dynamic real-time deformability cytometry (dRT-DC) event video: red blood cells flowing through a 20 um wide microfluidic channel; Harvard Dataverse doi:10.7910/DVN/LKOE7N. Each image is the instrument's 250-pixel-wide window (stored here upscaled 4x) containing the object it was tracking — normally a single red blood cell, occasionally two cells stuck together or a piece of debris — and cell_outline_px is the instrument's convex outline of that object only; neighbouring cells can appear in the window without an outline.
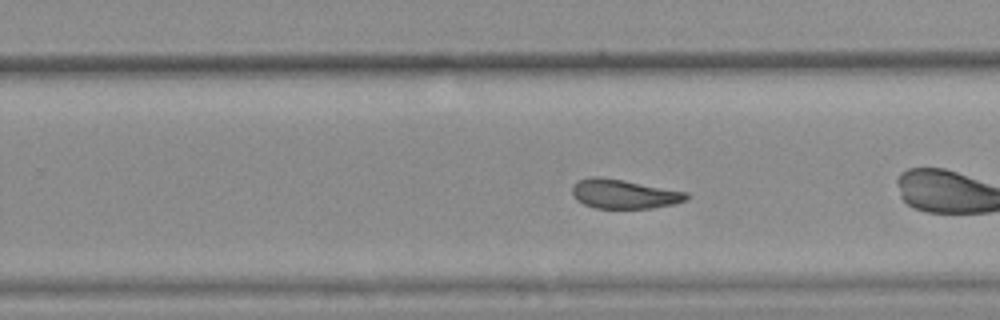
{"species": "common noctule bat (a hibernating species)", "species_latin": "Nyctalus noctula", "temperature_condition": "warm", "stored_images_in_passage": 29, "camera_frame_rate_fps": 3000, "um_per_image_px": 0.085, "animal": {"sex": "female", "body_mass_g": 25.1}, "frame": {"image": 1, "passage_image": 17, "time_ms": 5.333, "image_size_px": [1000, 320], "cell_outline_px": [[688, 200], [672, 204], [652, 208], [596, 208], [584, 204], [576, 200], [572, 192], [572, 184], [576, 180], [588, 176], [600, 176], [624, 180], [688, 192]], "centroid_in_image_um": [53.0, 16.47], "position_along_channel_um": 276.8, "area_um2": 19.65}}
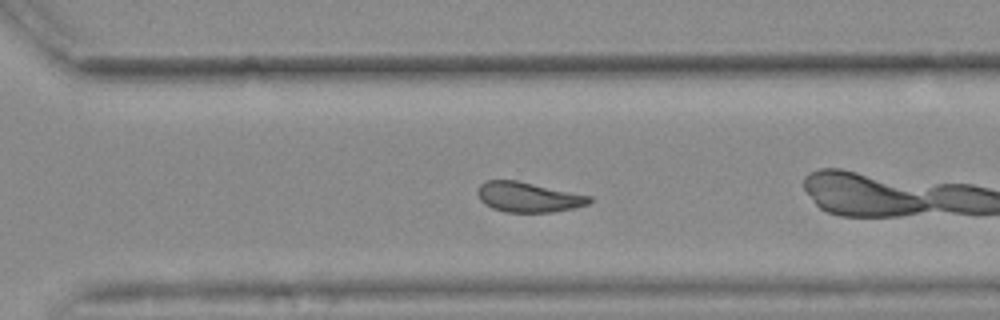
{"frame": {"image": 2, "passage_image": 21, "time_ms": 6.667, "image_size_px": [1000, 320], "cell_outline_px": [[592, 200], [588, 204], [576, 208], [552, 212], [504, 212], [492, 208], [484, 204], [480, 200], [480, 184], [488, 180], [516, 180], [592, 196]], "centroid_in_image_um": [44.95, 16.76], "position_along_channel_um": 325.7, "area_um2": 19.42}, "authors_computed_cell_mechanics": {"area_um2": 19.9988, "velocity_mm_per_s": 3.6557, "shape_relaxation_time_tau1_ms": null, "shape_relaxation_time_tau2_ms": 1.7982, "deformation_change_tau1": null, "deformation_change_tau2": 0.0848}}